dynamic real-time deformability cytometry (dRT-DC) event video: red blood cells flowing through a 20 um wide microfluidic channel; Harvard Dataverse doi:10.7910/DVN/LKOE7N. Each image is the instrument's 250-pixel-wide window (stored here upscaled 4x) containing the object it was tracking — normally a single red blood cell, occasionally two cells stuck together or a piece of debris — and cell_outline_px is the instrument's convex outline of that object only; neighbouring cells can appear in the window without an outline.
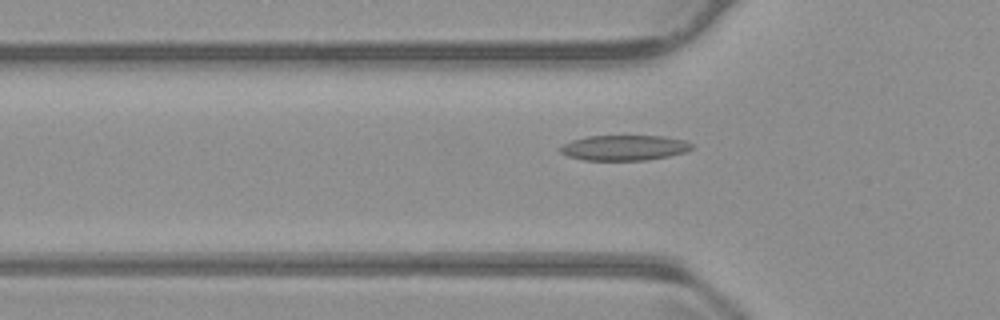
{"species": "common noctule bat (a hibernating species)", "species_latin": "Nyctalus noctula", "temperature_condition": "warm", "stored_images_in_passage": 55, "camera_frame_rate_fps": 3000, "um_per_image_px": 0.085, "animal": {"sex": "male", "body_mass_g": 23.1, "forearm_length_mm": 52.7}, "frame": {"image": 1, "passage_image": 18, "time_ms": 5.667, "image_size_px": [1000, 320], "cell_outline_px": [[692, 148], [684, 152], [668, 156], [648, 160], [584, 160], [568, 156], [560, 152], [560, 148], [564, 144], [572, 140], [588, 136], [664, 136], [688, 140], [692, 144]], "centroid_in_image_um": [53.09, 12.55], "position_along_channel_um": 72.7, "area_um2": 19.36}}
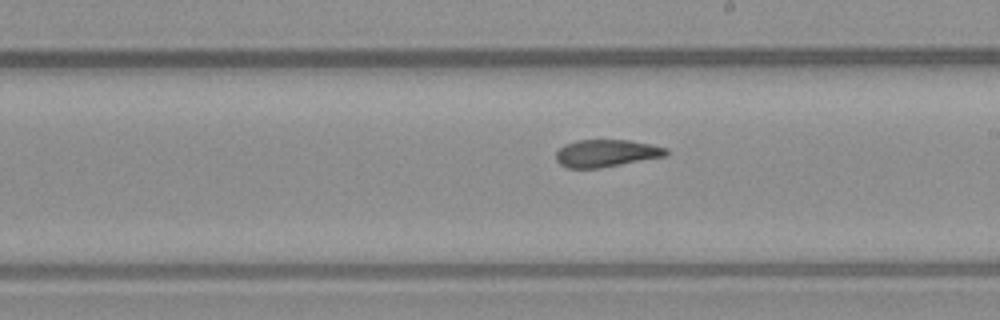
{"frame": {"image": 2, "passage_image": 31, "time_ms": 10.0, "image_size_px": [1000, 320], "cell_outline_px": [[668, 156], [600, 168], [568, 168], [560, 164], [556, 160], [556, 152], [564, 144], [576, 140], [628, 140], [652, 144], [668, 148]], "centroid_in_image_um": [51.56, 13.02], "position_along_channel_um": 237.4, "area_um2": 17.74}}
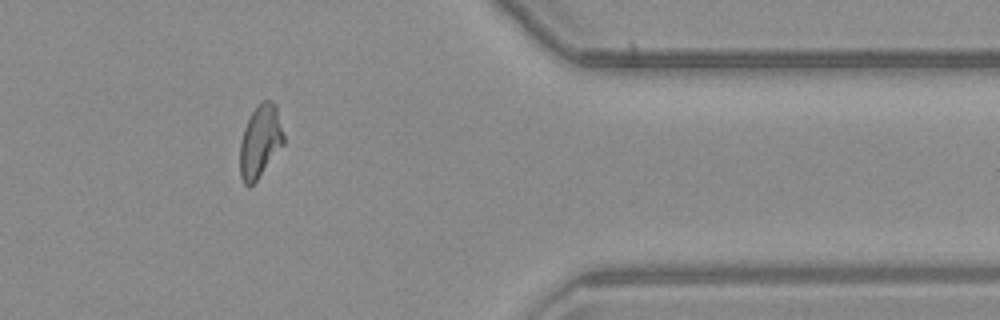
{"frame": {"image": 3, "passage_image": 45, "time_ms": 14.667, "image_size_px": [1000, 320], "cell_outline_px": [[284, 144], [256, 180], [248, 188], [244, 184], [240, 176], [240, 140], [244, 128], [252, 112], [264, 100], [272, 100], [276, 104], [284, 136]], "centroid_in_image_um": [22.11, 12.02], "position_along_channel_um": 389.3, "area_um2": 18.32}, "authors_computed_cell_mechanics": {"area_um2": 18.6116, "velocity_mm_per_s": 3.7665, "shape_relaxation_time_tau1_ms": null, "shape_relaxation_time_tau2_ms": 2.8716, "deformation_change_tau1": null, "deformation_change_tau2": 0.1008}}